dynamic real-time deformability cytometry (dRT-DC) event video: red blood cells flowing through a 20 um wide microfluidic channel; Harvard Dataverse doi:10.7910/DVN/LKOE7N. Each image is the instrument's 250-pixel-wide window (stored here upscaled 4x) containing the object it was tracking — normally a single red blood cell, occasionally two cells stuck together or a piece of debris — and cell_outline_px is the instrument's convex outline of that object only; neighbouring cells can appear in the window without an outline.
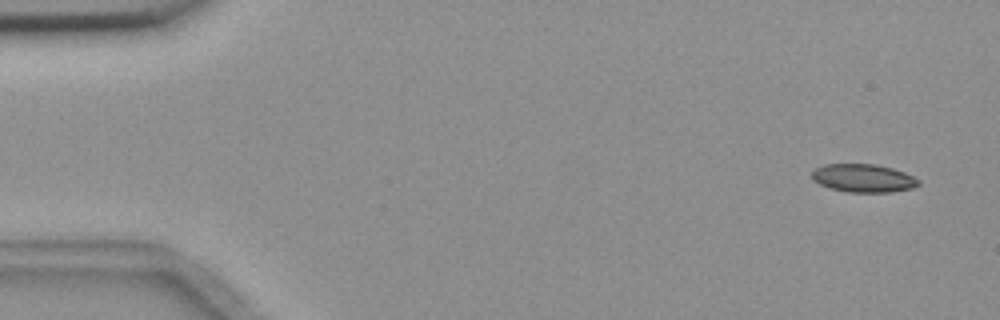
{"species": "common noctule bat (a hibernating species)", "species_latin": "Nyctalus noctula", "temperature_condition": "room temperature", "stored_images_in_passage": 9, "camera_frame_rate_fps": 3000, "um_per_image_px": 0.085, "animal": {"sex": "female", "body_mass_g": 18.4}, "frame": {"image": 1, "passage_image": 1, "time_ms": 0.0, "image_size_px": [1000, 320], "cell_outline_px": [[920, 184], [912, 188], [892, 192], [848, 192], [828, 188], [812, 180], [812, 172], [816, 168], [824, 164], [876, 164], [892, 168], [904, 172], [920, 180]], "centroid_in_image_um": [73.38, 15.14], "position_along_channel_um": 11.6, "area_um2": 17.57}}
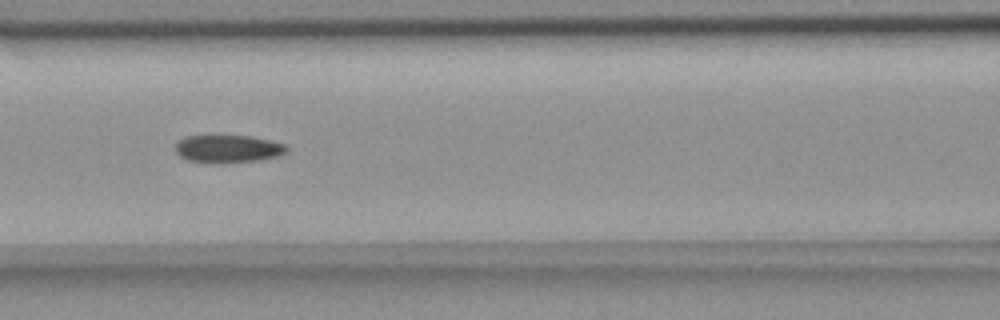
{"frame": {"image": 2, "passage_image": 7, "time_ms": 7.0, "image_size_px": [1000, 320], "cell_outline_px": [[288, 152], [276, 156], [260, 160], [224, 164], [208, 164], [188, 160], [180, 156], [176, 152], [176, 144], [180, 140], [188, 136], [252, 136], [272, 140], [284, 144], [288, 148]], "centroid_in_image_um": [19.4, 12.67], "position_along_channel_um": 147.2, "area_um2": 18.26}}
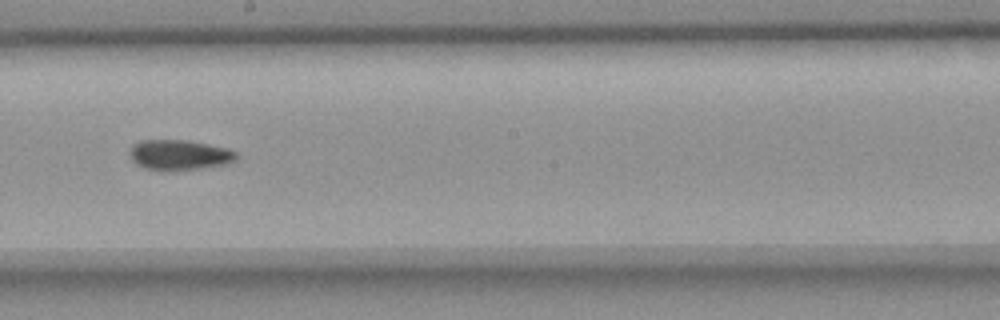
{"frame": {"image": 3, "passage_image": 9, "time_ms": 9.333, "image_size_px": [1000, 320], "cell_outline_px": [[236, 160], [228, 164], [204, 168], [168, 172], [164, 172], [144, 168], [136, 164], [132, 160], [132, 144], [140, 140], [188, 140], [228, 148], [236, 152]], "centroid_in_image_um": [15.26, 13.19], "position_along_channel_um": 232.9, "area_um2": 19.13}}